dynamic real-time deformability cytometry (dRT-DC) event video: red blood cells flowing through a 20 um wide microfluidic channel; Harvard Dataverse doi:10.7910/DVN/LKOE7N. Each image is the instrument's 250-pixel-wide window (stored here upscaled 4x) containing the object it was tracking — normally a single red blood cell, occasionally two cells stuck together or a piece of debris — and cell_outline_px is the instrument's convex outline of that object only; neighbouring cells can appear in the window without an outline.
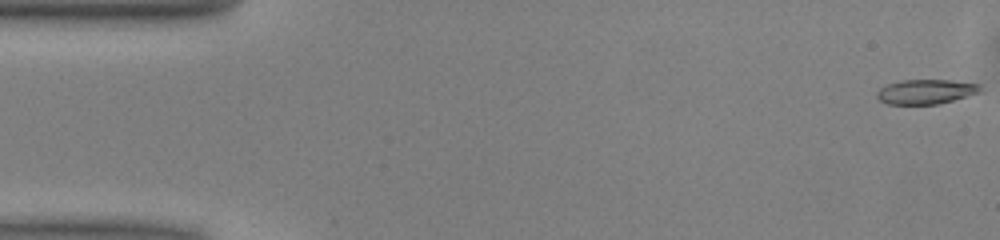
{"species": "common noctule bat (a hibernating species)", "species_latin": "Nyctalus noctula", "temperature_condition": "warm", "stored_images_in_passage": 50, "camera_frame_rate_fps": 3000, "um_per_image_px": 0.085, "animal": {"sex": "male", "body_mass_g": 13.0, "forearm_length_mm": 53.1}, "frame": {"image": 1, "passage_image": 1, "time_ms": 0.0, "image_size_px": [1000, 240], "cell_outline_px": [[984, 92], [936, 104], [888, 104], [880, 100], [876, 96], [876, 92], [880, 88], [888, 84], [900, 80], [948, 80], [980, 84]], "centroid_in_image_um": [78.72, 7.79], "position_along_channel_um": 6.3, "area_um2": 14.85}}
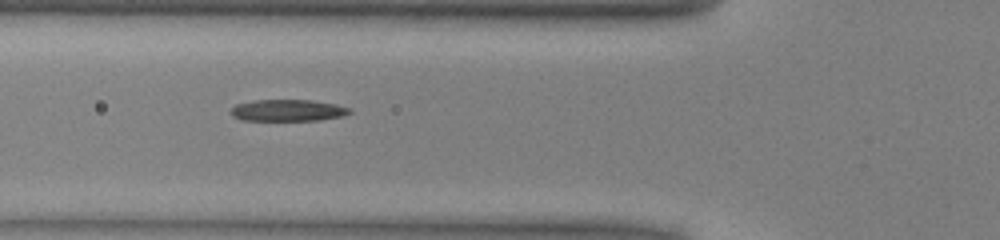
{"frame": {"image": 2, "passage_image": 18, "time_ms": 5.667, "image_size_px": [1000, 240], "cell_outline_px": [[352, 112], [344, 116], [320, 120], [240, 120], [232, 116], [232, 108], [236, 104], [252, 100], [312, 100], [336, 104], [352, 108]], "centroid_in_image_um": [24.51, 9.38], "position_along_channel_um": 101.3, "area_um2": 15.09}}
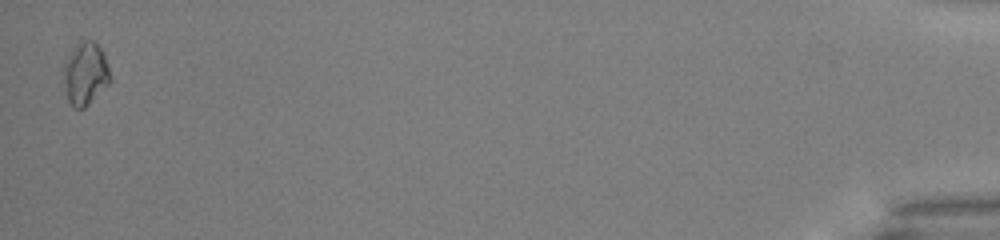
{"frame": {"image": 3, "passage_image": 50, "time_ms": 16.333, "image_size_px": [1000, 240], "cell_outline_px": [[112, 76], [108, 84], [84, 108], [72, 108], [68, 100], [64, 76], [64, 64], [68, 56], [76, 44], [80, 40], [92, 40], [104, 52]], "centroid_in_image_um": [7.28, 6.24], "position_along_channel_um": 427.9, "area_um2": 16.88}, "authors_computed_cell_mechanics": {"area_um2": 15.2014, "velocity_mm_per_s": 4.0369, "shape_relaxation_time_tau1_ms": 7.1903, "shape_relaxation_time_tau2_ms": null, "deformation_change_tau1": 0.1824, "deformation_change_tau2": null}}